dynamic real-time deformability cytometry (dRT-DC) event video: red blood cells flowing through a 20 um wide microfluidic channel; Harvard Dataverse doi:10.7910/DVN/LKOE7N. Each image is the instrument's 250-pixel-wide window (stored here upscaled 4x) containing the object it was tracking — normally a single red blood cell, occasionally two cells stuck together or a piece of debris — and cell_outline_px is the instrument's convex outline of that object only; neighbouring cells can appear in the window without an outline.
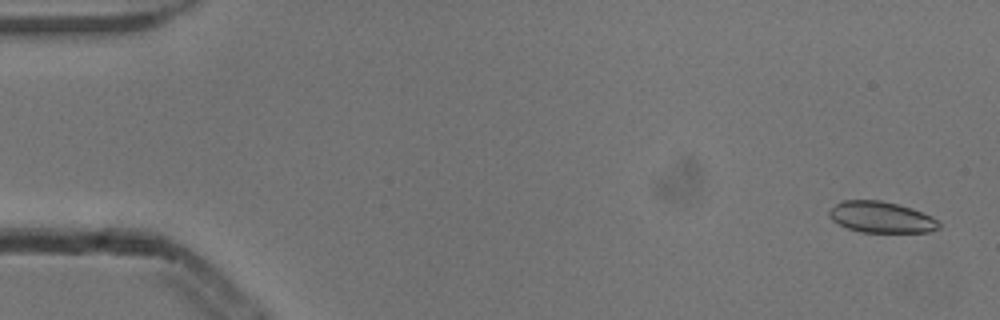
{"species": "common noctule bat (a hibernating species)", "species_latin": "Nyctalus noctula", "temperature_condition": "cold", "stored_images_in_passage": 5, "camera_frame_rate_fps": 3000, "um_per_image_px": 0.085, "animal": {"sex": "male", "body_mass_g": 13.3}, "frame": {"image": 1, "passage_image": 1, "time_ms": 0.0, "image_size_px": [1000, 320], "cell_outline_px": [[940, 228], [928, 232], [860, 232], [848, 228], [832, 220], [828, 216], [828, 212], [840, 200], [880, 200], [912, 208], [932, 216], [940, 224]], "centroid_in_image_um": [74.9, 18.46], "position_along_channel_um": 10.1, "area_um2": 19.88}}
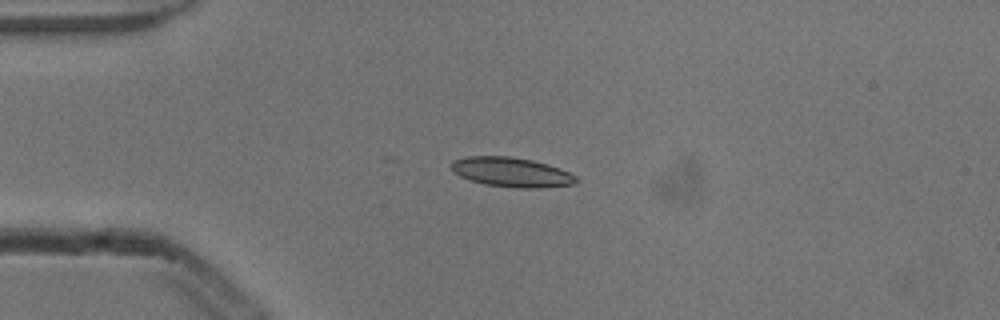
{"frame": {"image": 2, "passage_image": 4, "time_ms": 1.0, "image_size_px": [1000, 320], "cell_outline_px": [[580, 180], [572, 184], [536, 188], [520, 188], [484, 184], [460, 176], [452, 172], [452, 160], [468, 156], [508, 156], [532, 160], [548, 164], [560, 168], [576, 176]], "centroid_in_image_um": [43.47, 14.63], "position_along_channel_um": 41.5, "area_um2": 21.39}}